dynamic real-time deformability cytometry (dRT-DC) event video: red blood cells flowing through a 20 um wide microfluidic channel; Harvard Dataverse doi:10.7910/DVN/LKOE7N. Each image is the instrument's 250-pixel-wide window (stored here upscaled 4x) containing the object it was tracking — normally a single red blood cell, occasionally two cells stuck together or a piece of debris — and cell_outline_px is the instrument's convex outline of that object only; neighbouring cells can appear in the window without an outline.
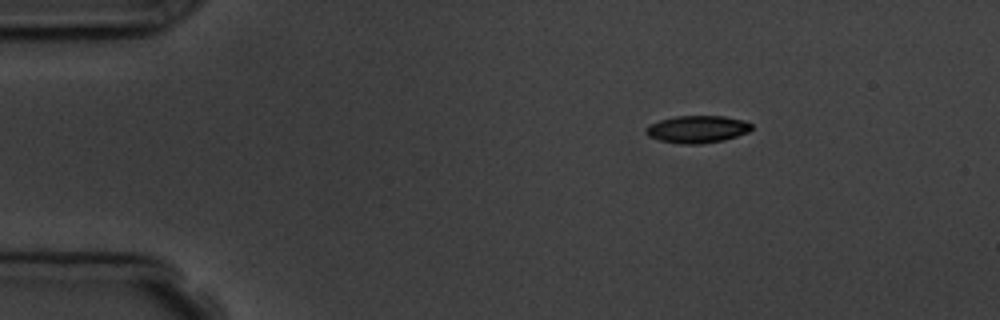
{"species": "common noctule bat (a hibernating species)", "species_latin": "Nyctalus noctula", "temperature_condition": "room temperature", "stored_images_in_passage": 3, "camera_frame_rate_fps": 3000, "um_per_image_px": 0.085, "animal": {"sex": "male", "body_mass_g": 19.5, "forearm_length_mm": 54.6}, "frame": {"image": 1, "passage_image": 1, "time_ms": 0.0, "image_size_px": [1000, 320], "cell_outline_px": [[752, 128], [748, 132], [724, 140], [700, 144], [680, 144], [660, 140], [648, 136], [644, 132], [644, 128], [648, 124], [660, 120], [676, 116], [724, 116], [744, 120], [752, 124]], "centroid_in_image_um": [59.24, 10.98], "position_along_channel_um": 25.8, "area_um2": 16.94}}